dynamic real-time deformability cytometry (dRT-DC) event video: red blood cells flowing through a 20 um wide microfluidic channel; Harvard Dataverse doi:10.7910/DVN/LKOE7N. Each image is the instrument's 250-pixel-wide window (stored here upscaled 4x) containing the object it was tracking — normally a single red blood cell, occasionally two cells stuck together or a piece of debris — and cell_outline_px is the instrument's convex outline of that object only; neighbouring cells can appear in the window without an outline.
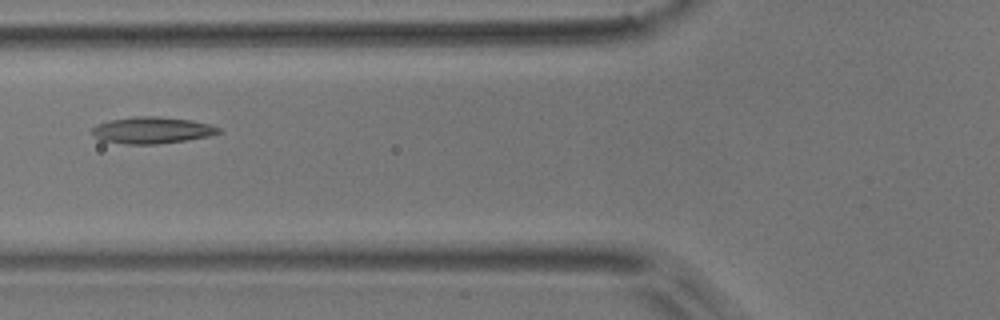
{"species": "common noctule bat (a hibernating species)", "species_latin": "Nyctalus noctula", "temperature_condition": "room temperature", "stored_images_in_passage": 6, "camera_frame_rate_fps": 3000, "um_per_image_px": 0.085, "animal": {"sex": "male", "body_mass_g": 17.9}, "frame": {"image": 1, "passage_image": 3, "time_ms": 0.667, "image_size_px": [1000, 320], "cell_outline_px": [[224, 132], [208, 136], [188, 140], [156, 144], [124, 144], [100, 140], [92, 132], [92, 128], [96, 124], [108, 120], [132, 116], [160, 116], [192, 120], [208, 124], [220, 128]], "centroid_in_image_um": [12.92, 11.06], "position_along_channel_um": 112.9, "area_um2": 19.83}}
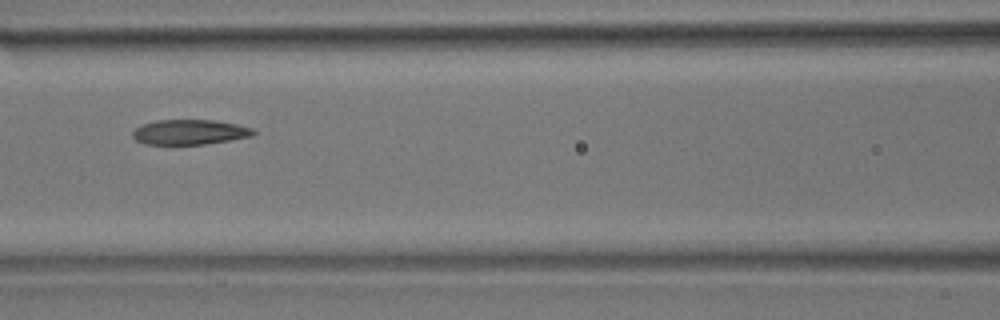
{"frame": {"image": 2, "passage_image": 4, "time_ms": 1.0, "image_size_px": [1000, 320], "cell_outline_px": [[256, 132], [252, 136], [204, 144], [144, 144], [136, 140], [132, 136], [132, 132], [136, 128], [144, 124], [156, 120], [216, 120], [236, 124], [252, 128]], "centroid_in_image_um": [16.11, 11.22], "position_along_channel_um": 150.5, "area_um2": 17.46}}
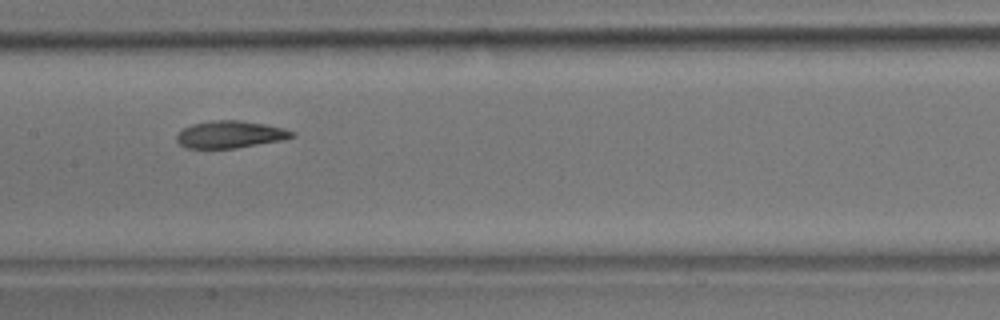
{"frame": {"image": 3, "passage_image": 5, "time_ms": 1.333, "image_size_px": [1000, 320], "cell_outline_px": [[296, 136], [284, 140], [236, 148], [188, 148], [180, 144], [176, 140], [176, 136], [184, 128], [192, 124], [212, 120], [240, 120], [264, 124], [284, 128], [296, 132]], "centroid_in_image_um": [19.61, 11.43], "position_along_channel_um": 187.8, "area_um2": 18.32}}